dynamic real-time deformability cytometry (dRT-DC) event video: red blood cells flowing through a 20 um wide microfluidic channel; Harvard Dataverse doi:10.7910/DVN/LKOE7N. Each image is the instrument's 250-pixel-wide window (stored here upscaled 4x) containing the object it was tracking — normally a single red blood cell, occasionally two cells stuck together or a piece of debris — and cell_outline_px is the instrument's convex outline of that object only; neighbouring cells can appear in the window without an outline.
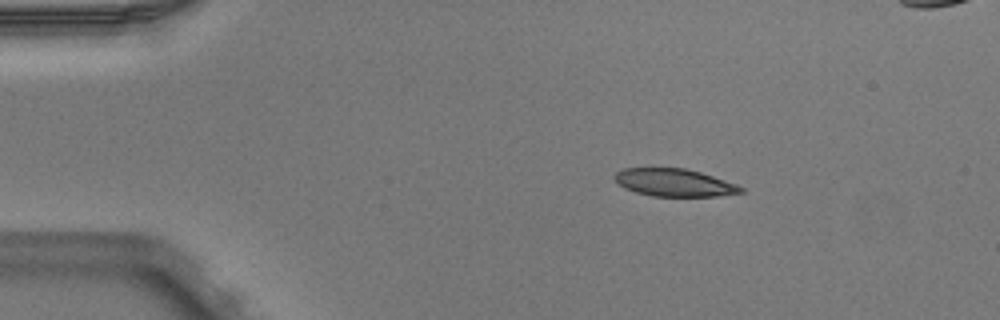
{"species": "Egyptian fruit bat (a non-hibernating species)", "species_latin": "Rousettus aegyptiacus", "temperature_condition": "warm", "stored_images_in_passage": 3, "camera_frame_rate_fps": 3000, "um_per_image_px": 0.085, "animal": {"sex": "male"}, "frame": {"image": 1, "passage_image": 1, "time_ms": 0.0, "image_size_px": [1000, 320], "cell_outline_px": [[744, 192], [716, 196], [652, 196], [636, 192], [624, 188], [612, 176], [616, 172], [624, 168], [684, 168], [700, 172], [736, 184], [744, 188]], "centroid_in_image_um": [57.3, 15.52], "position_along_channel_um": 27.7, "area_um2": 20.17}}